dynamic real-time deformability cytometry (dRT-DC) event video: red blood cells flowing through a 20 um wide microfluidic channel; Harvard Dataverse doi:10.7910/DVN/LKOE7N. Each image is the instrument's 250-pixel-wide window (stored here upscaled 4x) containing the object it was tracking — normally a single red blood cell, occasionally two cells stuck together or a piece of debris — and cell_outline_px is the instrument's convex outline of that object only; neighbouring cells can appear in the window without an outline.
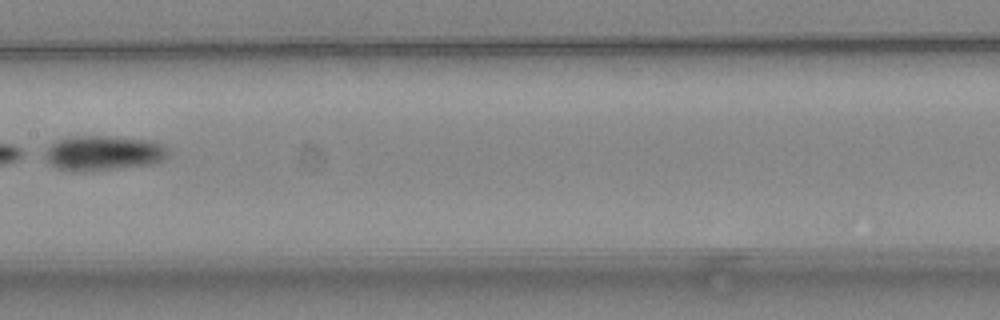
{"species": "common noctule bat (a hibernating species)", "species_latin": "Nyctalus noctula", "temperature_condition": "warm", "stored_images_in_passage": 8, "camera_frame_rate_fps": 3000, "um_per_image_px": 0.085, "animal": {"sex": "female", "body_mass_g": 24.6, "forearm_length_mm": 56.2}, "frame": {"image": 1, "passage_image": 7, "time_ms": 2.0, "image_size_px": [1000, 320], "cell_outline_px": [[168, 156], [164, 160], [152, 164], [88, 172], [72, 172], [56, 168], [48, 164], [44, 160], [44, 152], [56, 140], [76, 136], [108, 136], [152, 140], [164, 144], [168, 148]], "centroid_in_image_um": [8.77, 13.03], "position_along_channel_um": 198.6, "area_um2": 25.66}}
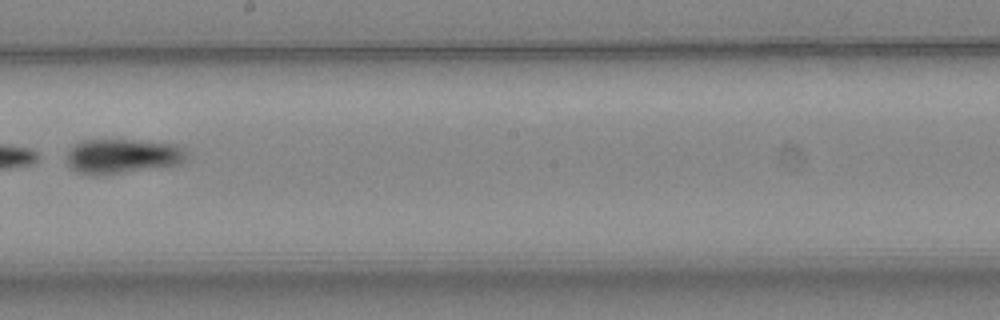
{"frame": {"image": 2, "passage_image": 8, "time_ms": 2.333, "image_size_px": [1000, 320], "cell_outline_px": [[184, 160], [180, 164], [96, 176], [92, 176], [76, 172], [68, 164], [68, 152], [80, 140], [132, 140], [180, 144], [184, 148]], "centroid_in_image_um": [10.39, 13.27], "position_along_channel_um": 237.8, "area_um2": 24.04}}